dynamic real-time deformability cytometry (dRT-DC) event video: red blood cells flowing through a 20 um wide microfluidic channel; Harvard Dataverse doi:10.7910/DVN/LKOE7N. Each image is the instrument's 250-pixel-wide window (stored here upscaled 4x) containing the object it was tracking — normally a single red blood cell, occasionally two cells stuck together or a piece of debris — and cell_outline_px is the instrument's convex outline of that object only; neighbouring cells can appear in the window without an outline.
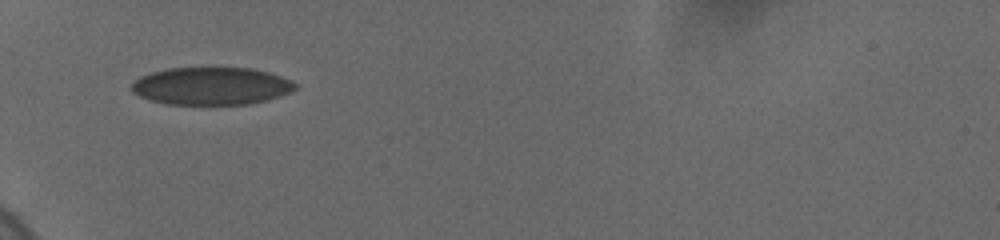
{"species": "human", "species_latin": "Homo sapiens", "temperature_condition": "cold", "stored_images_in_passage": 55, "camera_frame_rate_fps": 3000, "um_per_image_px": 0.085, "donor": {"sex": "female"}, "frame": {"image": 1, "passage_image": 1, "time_ms": 0.0, "image_size_px": [1000, 240], "cell_outline_px": [[296, 88], [288, 92], [264, 100], [248, 104], [168, 104], [152, 100], [140, 96], [132, 92], [132, 84], [140, 76], [152, 72], [168, 68], [252, 68], [268, 72], [292, 80], [296, 84]], "centroid_in_image_um": [17.94, 7.3], "position_along_channel_um": 67.1, "area_um2": 35.43}}
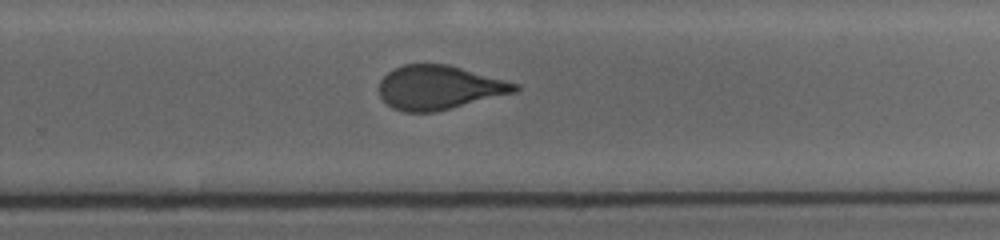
{"frame": {"image": 2, "passage_image": 29, "time_ms": 6.333, "image_size_px": [1000, 240], "cell_outline_px": [[520, 88], [516, 92], [432, 112], [404, 112], [392, 108], [380, 96], [380, 80], [388, 72], [404, 64], [448, 64], [520, 84]], "centroid_in_image_um": [37.32, 7.43], "position_along_channel_um": 292.5, "area_um2": 34.45}}
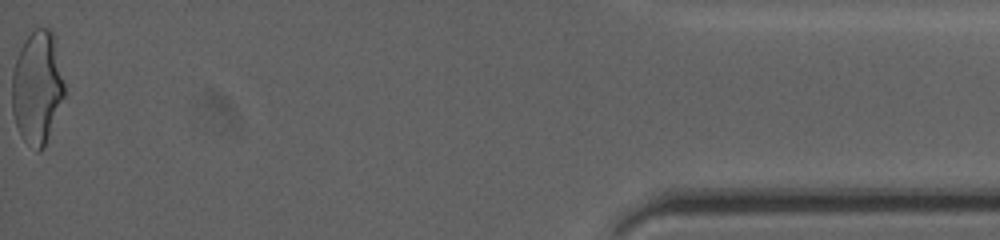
{"frame": {"image": 3, "passage_image": 54, "time_ms": 12.0, "image_size_px": [1000, 240], "cell_outline_px": [[64, 96], [44, 148], [40, 152], [36, 152], [24, 140], [16, 124], [12, 112], [12, 72], [20, 48], [24, 40], [36, 28], [48, 28], [52, 32], [64, 84]], "centroid_in_image_um": [3.14, 7.48], "position_along_channel_um": 432.1, "area_um2": 34.04}, "authors_computed_cell_mechanics": {"area_um2": 35.3158, "velocity_mm_per_s": 3.7039, "shape_relaxation_time_tau1_ms": null, "shape_relaxation_time_tau2_ms": 1.042, "deformation_change_tau1": null, "deformation_change_tau2": 0.0578}}